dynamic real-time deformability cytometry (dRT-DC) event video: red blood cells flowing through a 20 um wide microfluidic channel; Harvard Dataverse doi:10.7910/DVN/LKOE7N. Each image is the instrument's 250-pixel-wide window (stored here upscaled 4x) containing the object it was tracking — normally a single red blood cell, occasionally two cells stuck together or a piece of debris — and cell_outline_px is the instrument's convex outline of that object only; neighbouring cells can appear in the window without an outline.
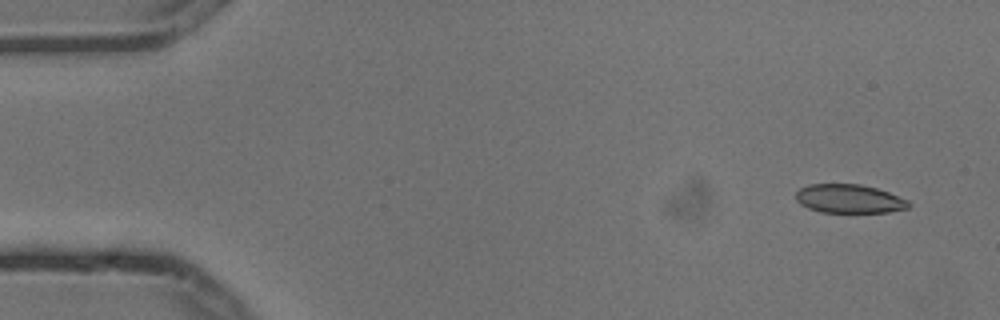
{"species": "common noctule bat (a hibernating species)", "species_latin": "Nyctalus noctula", "temperature_condition": "cold", "stored_images_in_passage": 4, "camera_frame_rate_fps": 3000, "um_per_image_px": 0.085, "animal": {"sex": "male", "body_mass_g": 13.3}, "frame": {"image": 1, "passage_image": 1, "time_ms": 0.0, "image_size_px": [1000, 320], "cell_outline_px": [[912, 204], [908, 208], [888, 212], [820, 212], [808, 208], [800, 204], [796, 200], [796, 192], [800, 188], [808, 184], [860, 184], [876, 188], [888, 192], [908, 200]], "centroid_in_image_um": [72.17, 16.89], "position_along_channel_um": 12.8, "area_um2": 18.9}}
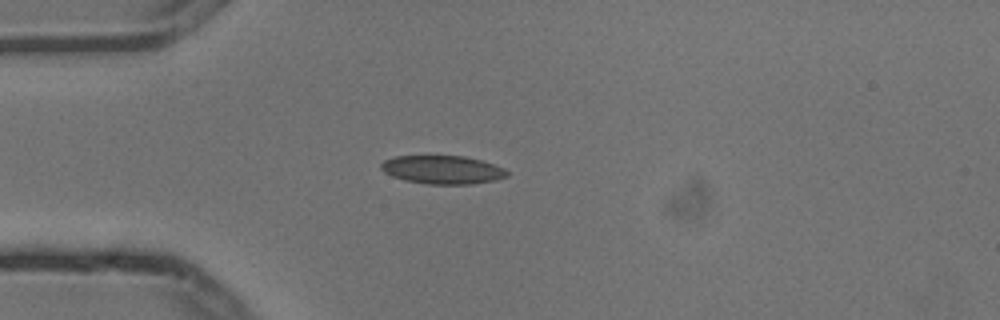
{"frame": {"image": 2, "passage_image": 4, "time_ms": 1.0, "image_size_px": [1000, 320], "cell_outline_px": [[508, 176], [496, 180], [472, 184], [428, 184], [404, 180], [392, 176], [384, 172], [380, 168], [380, 164], [384, 160], [396, 156], [464, 156], [480, 160], [504, 168], [508, 172]], "centroid_in_image_um": [37.6, 14.43], "position_along_channel_um": 47.4, "area_um2": 20.81}}